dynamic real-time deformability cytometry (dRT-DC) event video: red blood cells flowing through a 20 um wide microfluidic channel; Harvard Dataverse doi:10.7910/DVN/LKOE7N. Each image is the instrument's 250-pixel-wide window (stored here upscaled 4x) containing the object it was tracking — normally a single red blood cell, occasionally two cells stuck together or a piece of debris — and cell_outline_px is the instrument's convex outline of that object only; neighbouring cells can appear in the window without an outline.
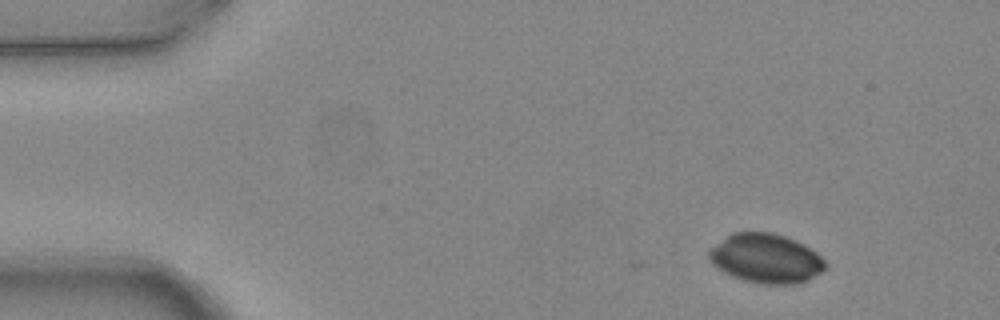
{"species": "common noctule bat (a hibernating species)", "species_latin": "Nyctalus noctula", "temperature_condition": "warm", "stored_images_in_passage": 4, "camera_frame_rate_fps": 3000, "um_per_image_px": 0.085, "animal": {"sex": "female", "body_mass_g": 24.6, "forearm_length_mm": 56.2}, "frame": {"image": 1, "passage_image": 1, "time_ms": 0.0, "image_size_px": [1000, 320], "cell_outline_px": [[828, 268], [808, 280], [796, 284], [760, 284], [744, 280], [732, 276], [724, 272], [712, 264], [708, 256], [708, 252], [716, 244], [732, 232], [772, 232], [796, 240], [804, 244], [816, 252], [828, 264]], "centroid_in_image_um": [65.13, 21.97], "position_along_channel_um": 19.9, "area_um2": 33.52}}